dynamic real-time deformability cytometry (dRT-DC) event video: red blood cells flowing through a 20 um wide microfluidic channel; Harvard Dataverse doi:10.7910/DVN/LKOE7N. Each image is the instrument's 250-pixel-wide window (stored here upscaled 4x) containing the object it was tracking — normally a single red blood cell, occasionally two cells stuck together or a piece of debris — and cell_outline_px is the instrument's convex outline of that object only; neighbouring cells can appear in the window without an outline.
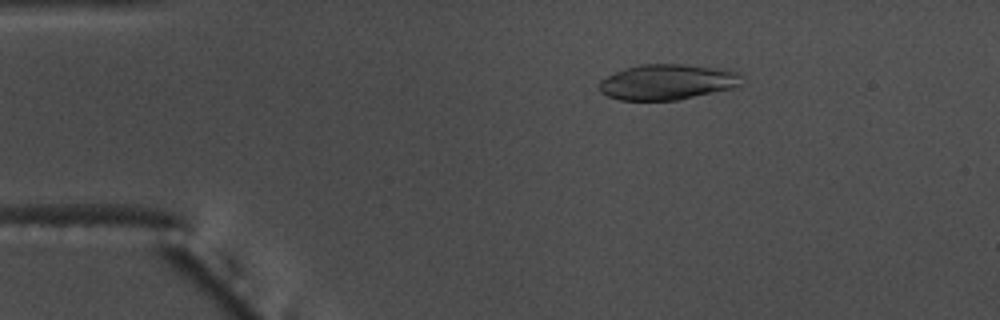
{"species": "common noctule bat (a hibernating species)", "species_latin": "Nyctalus noctula", "temperature_condition": "warm", "stored_images_in_passage": 55, "camera_frame_rate_fps": 3000, "um_per_image_px": 0.085, "animal": {"sex": "male", "body_mass_g": 17.5, "forearm_length_mm": 52.3}, "frame": {"image": 1, "passage_image": 10, "time_ms": 3.0, "image_size_px": [1000, 320], "cell_outline_px": [[744, 76], [740, 84], [728, 88], [676, 100], [620, 100], [608, 96], [600, 92], [600, 80], [624, 68], [640, 64], [684, 64], [720, 68], [740, 72]], "centroid_in_image_um": [56.71, 6.95], "position_along_channel_um": 28.3, "area_um2": 29.25}}
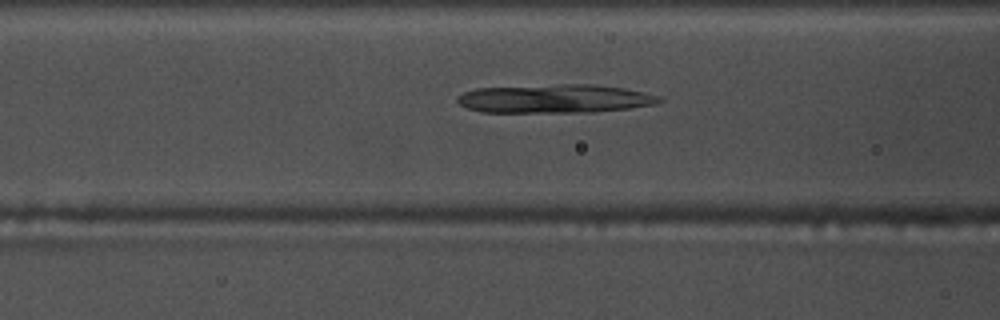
{"frame": {"image": 2, "passage_image": 22, "time_ms": 7.0, "image_size_px": [1000, 320], "cell_outline_px": [[664, 100], [656, 104], [628, 108], [592, 112], [480, 112], [468, 108], [460, 104], [456, 100], [456, 96], [464, 92], [476, 88], [560, 84], [592, 84], [624, 88], [660, 96]], "centroid_in_image_um": [47.15, 8.38], "position_along_channel_um": 119.5, "area_um2": 33.7}}